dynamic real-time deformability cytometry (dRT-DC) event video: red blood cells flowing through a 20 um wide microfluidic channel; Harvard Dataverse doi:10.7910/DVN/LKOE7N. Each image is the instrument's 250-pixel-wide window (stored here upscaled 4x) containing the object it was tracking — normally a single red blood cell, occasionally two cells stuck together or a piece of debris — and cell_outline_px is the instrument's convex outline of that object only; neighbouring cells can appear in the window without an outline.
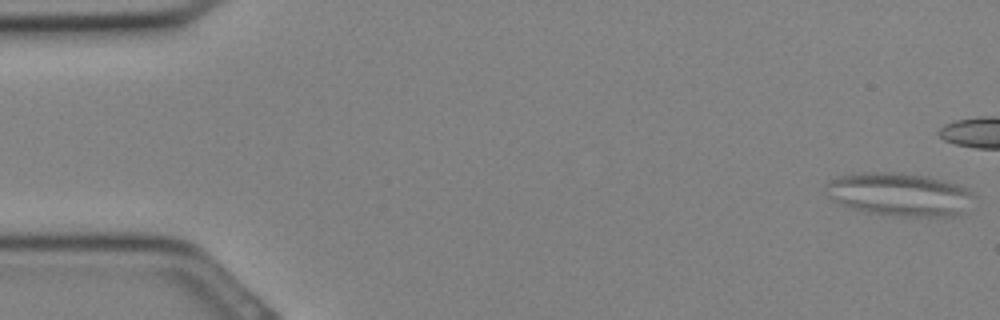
{"species": "Egyptian fruit bat (a non-hibernating species)", "species_latin": "Rousettus aegyptiacus", "temperature_condition": "cold", "stored_images_in_passage": 8, "camera_frame_rate_fps": 3000, "um_per_image_px": 0.085, "animal": {"sex": "female"}, "frame": {"image": 1, "passage_image": 1, "time_ms": 0.0, "image_size_px": [1000, 320], "cell_outline_px": [[976, 196], [956, 216], [900, 216], [868, 212], [852, 208], [840, 204], [832, 200], [824, 192], [824, 184], [840, 176], [864, 172], [900, 172], [928, 176], [944, 180], [956, 184], [972, 192]], "centroid_in_image_um": [76.41, 16.51], "position_along_channel_um": 8.6, "area_um2": 37.17}}